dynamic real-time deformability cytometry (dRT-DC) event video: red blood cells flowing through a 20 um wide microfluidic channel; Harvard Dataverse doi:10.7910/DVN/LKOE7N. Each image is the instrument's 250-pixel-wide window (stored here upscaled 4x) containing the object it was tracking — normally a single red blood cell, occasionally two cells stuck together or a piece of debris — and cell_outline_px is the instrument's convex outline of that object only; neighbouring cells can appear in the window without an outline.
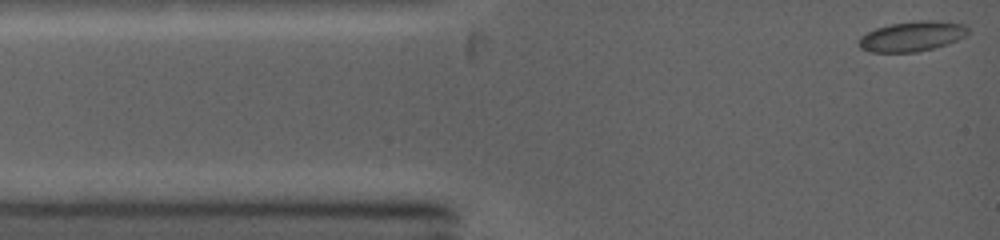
{"species": "common noctule bat (a hibernating species)", "species_latin": "Nyctalus noctula", "temperature_condition": "warm", "stored_images_in_passage": 43, "camera_frame_rate_fps": 5000, "um_per_image_px": 0.085, "animal": {"sex": "female", "body_mass_g": 19.0, "forearm_length_mm": 53.3}, "frame": {"image": 1, "passage_image": 1, "time_ms": 0.0, "image_size_px": [1000, 240], "cell_outline_px": [[968, 32], [964, 36], [948, 44], [916, 52], [868, 52], [860, 48], [856, 40], [860, 36], [876, 28], [892, 24], [916, 20], [936, 20], [964, 24], [968, 28]], "centroid_in_image_um": [77.49, 3.08], "position_along_channel_um": 7.5, "area_um2": 19.19}}
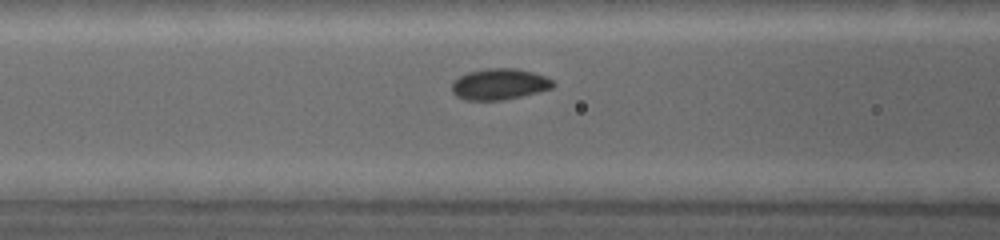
{"frame": {"image": 2, "passage_image": 15, "time_ms": 4.0, "image_size_px": [1000, 240], "cell_outline_px": [[556, 84], [552, 88], [504, 100], [464, 100], [456, 96], [452, 92], [452, 80], [468, 72], [488, 68], [516, 68], [532, 72], [544, 76], [552, 80]], "centroid_in_image_um": [42.41, 7.15], "position_along_channel_um": 124.2, "area_um2": 18.32}}
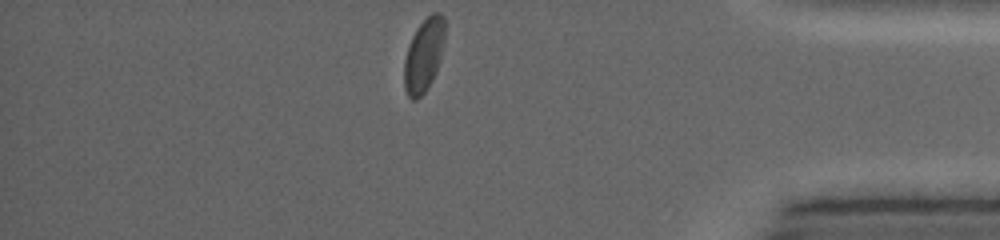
{"frame": {"image": 3, "passage_image": 43, "time_ms": 11.2, "image_size_px": [1000, 240], "cell_outline_px": [[444, 40], [436, 72], [432, 80], [424, 92], [416, 100], [412, 100], [408, 96], [404, 88], [404, 60], [412, 36], [416, 28], [432, 12], [440, 12], [444, 16]], "centroid_in_image_um": [36.01, 4.68], "position_along_channel_um": 399.2, "area_um2": 17.22}, "authors_computed_cell_mechanics": {"area_um2": 17.9758, "velocity_mm_per_s": 4.2597, "shape_relaxation_time_tau1_ms": 1.718, "shape_relaxation_time_tau2_ms": 1.0167, "deformation_change_tau1": 0.0751, "deformation_change_tau2": 0.0303}}